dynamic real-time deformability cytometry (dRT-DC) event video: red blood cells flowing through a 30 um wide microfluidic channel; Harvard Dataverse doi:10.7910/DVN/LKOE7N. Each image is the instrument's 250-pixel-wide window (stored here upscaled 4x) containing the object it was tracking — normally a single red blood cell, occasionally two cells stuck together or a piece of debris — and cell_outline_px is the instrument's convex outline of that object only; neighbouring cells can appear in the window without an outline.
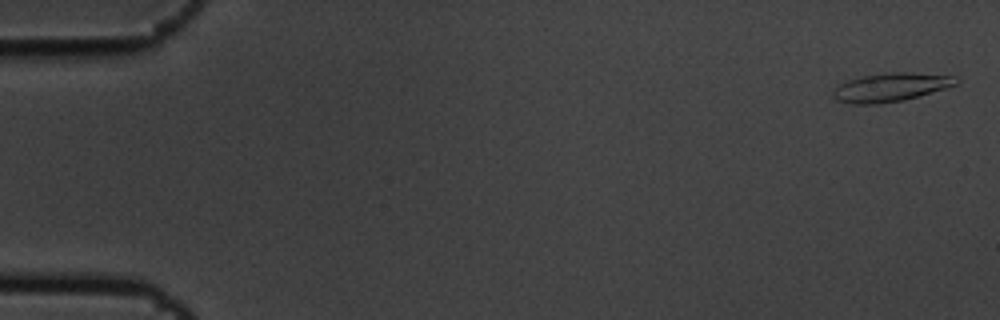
{"species": "common noctule bat (a hibernating species)", "species_latin": "Nyctalus noctula", "temperature_condition": "cold", "stored_images_in_passage": 6, "camera_frame_rate_fps": 3000, "um_per_image_px": 0.085, "animal": {"sex": "male", "body_mass_g": 19.5, "forearm_length_mm": 54.6}, "frame": {"image": 1, "passage_image": 1, "time_ms": 0.0, "image_size_px": [1000, 320], "cell_outline_px": [[960, 80], [956, 84], [944, 88], [904, 100], [876, 104], [852, 104], [836, 100], [832, 96], [832, 92], [840, 84], [848, 80], [864, 76], [892, 72], [912, 72], [956, 76]], "centroid_in_image_um": [75.7, 7.41], "position_along_channel_um": 9.3, "area_um2": 20.29}}